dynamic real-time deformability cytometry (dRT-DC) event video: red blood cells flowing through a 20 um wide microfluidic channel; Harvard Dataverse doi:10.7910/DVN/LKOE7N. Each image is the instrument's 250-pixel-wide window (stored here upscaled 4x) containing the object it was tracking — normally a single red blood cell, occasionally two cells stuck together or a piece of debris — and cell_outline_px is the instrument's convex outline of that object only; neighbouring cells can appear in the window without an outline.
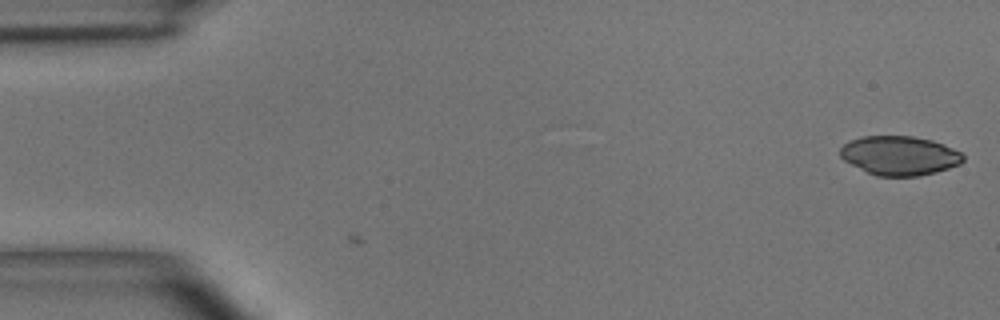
{"species": "common noctule bat (a hibernating species)", "species_latin": "Nyctalus noctula", "temperature_condition": "room temperature", "stored_images_in_passage": 2, "camera_frame_rate_fps": 3000, "um_per_image_px": 0.085, "animal": {"sex": "male", "body_mass_g": 15.6}, "frame": {"image": 1, "passage_image": 2, "time_ms": 1.0, "image_size_px": [1000, 320], "cell_outline_px": [[964, 160], [960, 164], [936, 172], [920, 176], [876, 176], [844, 160], [840, 156], [840, 148], [848, 140], [860, 136], [912, 136], [932, 140], [944, 144], [960, 152], [964, 156]], "centroid_in_image_um": [76.46, 13.22], "position_along_channel_um": 8.5, "area_um2": 28.09}}